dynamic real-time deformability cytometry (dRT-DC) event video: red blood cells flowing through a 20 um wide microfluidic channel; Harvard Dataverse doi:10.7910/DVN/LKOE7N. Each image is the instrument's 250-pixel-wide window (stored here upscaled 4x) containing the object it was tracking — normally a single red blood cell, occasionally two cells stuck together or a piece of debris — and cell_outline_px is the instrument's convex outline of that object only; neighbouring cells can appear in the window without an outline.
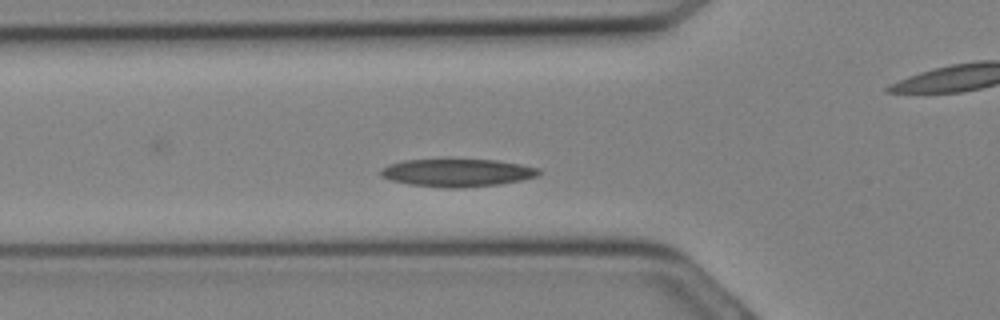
{"species": "Egyptian fruit bat (a non-hibernating species)", "species_latin": "Rousettus aegyptiacus", "temperature_condition": "cold", "stored_images_in_passage": 19, "camera_frame_rate_fps": 3000, "um_per_image_px": 0.085, "animal": {"sex": "female"}, "frame": {"image": 1, "passage_image": 6, "time_ms": 1.667, "image_size_px": [1000, 320], "cell_outline_px": [[540, 176], [524, 180], [500, 184], [460, 188], [448, 188], [408, 184], [392, 180], [380, 176], [380, 168], [388, 164], [404, 160], [448, 156], [496, 160], [520, 164], [540, 168]], "centroid_in_image_um": [38.86, 14.63], "position_along_channel_um": 86.9, "area_um2": 26.99}}
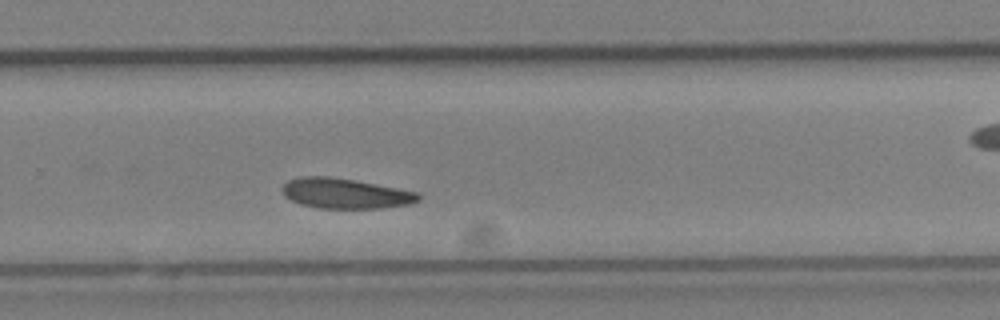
{"frame": {"image": 2, "passage_image": 16, "time_ms": 5.0, "image_size_px": [1000, 320], "cell_outline_px": [[420, 200], [412, 204], [380, 208], [320, 208], [300, 204], [284, 196], [280, 188], [288, 180], [300, 176], [328, 176], [352, 180], [396, 188], [416, 192], [420, 196]], "centroid_in_image_um": [29.3, 16.44], "position_along_channel_um": 300.5, "area_um2": 23.81}}